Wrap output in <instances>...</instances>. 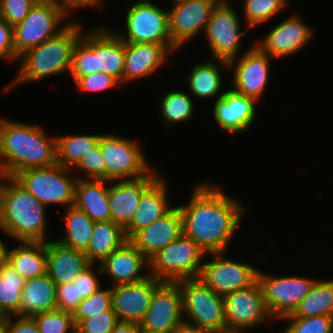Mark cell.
I'll use <instances>...</instances> for the list:
<instances>
[{"instance_id": "obj_1", "label": "cell", "mask_w": 333, "mask_h": 333, "mask_svg": "<svg viewBox=\"0 0 333 333\" xmlns=\"http://www.w3.org/2000/svg\"><path fill=\"white\" fill-rule=\"evenodd\" d=\"M206 182L197 183L190 201L178 206L183 235L191 238L206 254L227 252L246 207L223 192L221 186Z\"/></svg>"}, {"instance_id": "obj_2", "label": "cell", "mask_w": 333, "mask_h": 333, "mask_svg": "<svg viewBox=\"0 0 333 333\" xmlns=\"http://www.w3.org/2000/svg\"><path fill=\"white\" fill-rule=\"evenodd\" d=\"M56 164V136L38 125L0 118V175Z\"/></svg>"}, {"instance_id": "obj_3", "label": "cell", "mask_w": 333, "mask_h": 333, "mask_svg": "<svg viewBox=\"0 0 333 333\" xmlns=\"http://www.w3.org/2000/svg\"><path fill=\"white\" fill-rule=\"evenodd\" d=\"M45 208L13 177L0 175V230L5 235L19 242H47Z\"/></svg>"}, {"instance_id": "obj_4", "label": "cell", "mask_w": 333, "mask_h": 333, "mask_svg": "<svg viewBox=\"0 0 333 333\" xmlns=\"http://www.w3.org/2000/svg\"><path fill=\"white\" fill-rule=\"evenodd\" d=\"M82 27L81 23L72 20L57 35L20 55L16 78L3 88L4 92L20 83L69 72L72 49L83 33Z\"/></svg>"}, {"instance_id": "obj_5", "label": "cell", "mask_w": 333, "mask_h": 333, "mask_svg": "<svg viewBox=\"0 0 333 333\" xmlns=\"http://www.w3.org/2000/svg\"><path fill=\"white\" fill-rule=\"evenodd\" d=\"M70 12L61 0H38L28 15L13 27L14 50L19 57L57 35L68 24Z\"/></svg>"}, {"instance_id": "obj_6", "label": "cell", "mask_w": 333, "mask_h": 333, "mask_svg": "<svg viewBox=\"0 0 333 333\" xmlns=\"http://www.w3.org/2000/svg\"><path fill=\"white\" fill-rule=\"evenodd\" d=\"M176 283L182 296L184 321L209 333H227L222 296L216 294L200 278L183 279Z\"/></svg>"}, {"instance_id": "obj_7", "label": "cell", "mask_w": 333, "mask_h": 333, "mask_svg": "<svg viewBox=\"0 0 333 333\" xmlns=\"http://www.w3.org/2000/svg\"><path fill=\"white\" fill-rule=\"evenodd\" d=\"M206 253L183 234L149 260V275L162 282L199 278Z\"/></svg>"}, {"instance_id": "obj_8", "label": "cell", "mask_w": 333, "mask_h": 333, "mask_svg": "<svg viewBox=\"0 0 333 333\" xmlns=\"http://www.w3.org/2000/svg\"><path fill=\"white\" fill-rule=\"evenodd\" d=\"M71 169L61 165L29 168L16 173L13 178L43 205H74L78 178L70 177Z\"/></svg>"}, {"instance_id": "obj_9", "label": "cell", "mask_w": 333, "mask_h": 333, "mask_svg": "<svg viewBox=\"0 0 333 333\" xmlns=\"http://www.w3.org/2000/svg\"><path fill=\"white\" fill-rule=\"evenodd\" d=\"M125 32H115L126 43H156L178 50L169 33L168 11L149 0H138L127 10Z\"/></svg>"}, {"instance_id": "obj_10", "label": "cell", "mask_w": 333, "mask_h": 333, "mask_svg": "<svg viewBox=\"0 0 333 333\" xmlns=\"http://www.w3.org/2000/svg\"><path fill=\"white\" fill-rule=\"evenodd\" d=\"M138 143L120 135L101 134L98 145L105 160V181L136 179L152 170Z\"/></svg>"}, {"instance_id": "obj_11", "label": "cell", "mask_w": 333, "mask_h": 333, "mask_svg": "<svg viewBox=\"0 0 333 333\" xmlns=\"http://www.w3.org/2000/svg\"><path fill=\"white\" fill-rule=\"evenodd\" d=\"M316 280L297 275L276 277L261 270L257 273V282L261 287L268 312L272 319L280 320L294 313Z\"/></svg>"}, {"instance_id": "obj_12", "label": "cell", "mask_w": 333, "mask_h": 333, "mask_svg": "<svg viewBox=\"0 0 333 333\" xmlns=\"http://www.w3.org/2000/svg\"><path fill=\"white\" fill-rule=\"evenodd\" d=\"M238 15L229 0L220 1L213 9L204 31L213 59L229 62L238 57L246 34Z\"/></svg>"}, {"instance_id": "obj_13", "label": "cell", "mask_w": 333, "mask_h": 333, "mask_svg": "<svg viewBox=\"0 0 333 333\" xmlns=\"http://www.w3.org/2000/svg\"><path fill=\"white\" fill-rule=\"evenodd\" d=\"M227 332L243 333L265 323L268 312L258 282L223 296Z\"/></svg>"}, {"instance_id": "obj_14", "label": "cell", "mask_w": 333, "mask_h": 333, "mask_svg": "<svg viewBox=\"0 0 333 333\" xmlns=\"http://www.w3.org/2000/svg\"><path fill=\"white\" fill-rule=\"evenodd\" d=\"M207 255L213 260L203 263L199 278L216 294L223 297L257 281L258 269L251 264L226 259L225 252Z\"/></svg>"}, {"instance_id": "obj_15", "label": "cell", "mask_w": 333, "mask_h": 333, "mask_svg": "<svg viewBox=\"0 0 333 333\" xmlns=\"http://www.w3.org/2000/svg\"><path fill=\"white\" fill-rule=\"evenodd\" d=\"M221 0H173L168 10L169 33L179 49L189 39L204 32L213 9Z\"/></svg>"}, {"instance_id": "obj_16", "label": "cell", "mask_w": 333, "mask_h": 333, "mask_svg": "<svg viewBox=\"0 0 333 333\" xmlns=\"http://www.w3.org/2000/svg\"><path fill=\"white\" fill-rule=\"evenodd\" d=\"M184 321L182 296L176 282H162L154 291L141 323L144 333H172Z\"/></svg>"}, {"instance_id": "obj_17", "label": "cell", "mask_w": 333, "mask_h": 333, "mask_svg": "<svg viewBox=\"0 0 333 333\" xmlns=\"http://www.w3.org/2000/svg\"><path fill=\"white\" fill-rule=\"evenodd\" d=\"M243 55V56H242ZM241 56L228 62L233 67V87L236 92L259 101L269 82L270 60L256 45H252Z\"/></svg>"}, {"instance_id": "obj_18", "label": "cell", "mask_w": 333, "mask_h": 333, "mask_svg": "<svg viewBox=\"0 0 333 333\" xmlns=\"http://www.w3.org/2000/svg\"><path fill=\"white\" fill-rule=\"evenodd\" d=\"M162 283L152 275L142 281L111 286L112 308L119 321L141 324L155 289Z\"/></svg>"}, {"instance_id": "obj_19", "label": "cell", "mask_w": 333, "mask_h": 333, "mask_svg": "<svg viewBox=\"0 0 333 333\" xmlns=\"http://www.w3.org/2000/svg\"><path fill=\"white\" fill-rule=\"evenodd\" d=\"M312 29L298 15H292L273 27L256 46L271 58L297 53L310 41Z\"/></svg>"}, {"instance_id": "obj_20", "label": "cell", "mask_w": 333, "mask_h": 333, "mask_svg": "<svg viewBox=\"0 0 333 333\" xmlns=\"http://www.w3.org/2000/svg\"><path fill=\"white\" fill-rule=\"evenodd\" d=\"M213 118L218 126L230 133H241L254 123L257 100L233 89L216 96Z\"/></svg>"}, {"instance_id": "obj_21", "label": "cell", "mask_w": 333, "mask_h": 333, "mask_svg": "<svg viewBox=\"0 0 333 333\" xmlns=\"http://www.w3.org/2000/svg\"><path fill=\"white\" fill-rule=\"evenodd\" d=\"M183 234L179 207H172L165 215L137 231L129 241L148 259Z\"/></svg>"}, {"instance_id": "obj_22", "label": "cell", "mask_w": 333, "mask_h": 333, "mask_svg": "<svg viewBox=\"0 0 333 333\" xmlns=\"http://www.w3.org/2000/svg\"><path fill=\"white\" fill-rule=\"evenodd\" d=\"M155 170L129 180L116 181L109 187L111 220L125 229L132 221L138 208L142 192L159 176Z\"/></svg>"}, {"instance_id": "obj_23", "label": "cell", "mask_w": 333, "mask_h": 333, "mask_svg": "<svg viewBox=\"0 0 333 333\" xmlns=\"http://www.w3.org/2000/svg\"><path fill=\"white\" fill-rule=\"evenodd\" d=\"M99 265L102 275L111 279L112 286L136 283L149 276L143 273L145 267L149 268V260L129 240Z\"/></svg>"}, {"instance_id": "obj_24", "label": "cell", "mask_w": 333, "mask_h": 333, "mask_svg": "<svg viewBox=\"0 0 333 333\" xmlns=\"http://www.w3.org/2000/svg\"><path fill=\"white\" fill-rule=\"evenodd\" d=\"M172 52L163 44L126 43L122 85L152 75Z\"/></svg>"}, {"instance_id": "obj_25", "label": "cell", "mask_w": 333, "mask_h": 333, "mask_svg": "<svg viewBox=\"0 0 333 333\" xmlns=\"http://www.w3.org/2000/svg\"><path fill=\"white\" fill-rule=\"evenodd\" d=\"M169 201L165 179L160 175L142 192L133 219L124 229L127 239L165 215L172 208Z\"/></svg>"}, {"instance_id": "obj_26", "label": "cell", "mask_w": 333, "mask_h": 333, "mask_svg": "<svg viewBox=\"0 0 333 333\" xmlns=\"http://www.w3.org/2000/svg\"><path fill=\"white\" fill-rule=\"evenodd\" d=\"M47 274L56 285L73 283L90 265L84 252L65 247L56 240L46 242Z\"/></svg>"}, {"instance_id": "obj_27", "label": "cell", "mask_w": 333, "mask_h": 333, "mask_svg": "<svg viewBox=\"0 0 333 333\" xmlns=\"http://www.w3.org/2000/svg\"><path fill=\"white\" fill-rule=\"evenodd\" d=\"M125 42L112 30L95 28V73L104 72L122 84Z\"/></svg>"}, {"instance_id": "obj_28", "label": "cell", "mask_w": 333, "mask_h": 333, "mask_svg": "<svg viewBox=\"0 0 333 333\" xmlns=\"http://www.w3.org/2000/svg\"><path fill=\"white\" fill-rule=\"evenodd\" d=\"M109 181L78 177L74 206L85 212L94 222L111 221Z\"/></svg>"}, {"instance_id": "obj_29", "label": "cell", "mask_w": 333, "mask_h": 333, "mask_svg": "<svg viewBox=\"0 0 333 333\" xmlns=\"http://www.w3.org/2000/svg\"><path fill=\"white\" fill-rule=\"evenodd\" d=\"M56 309V284L47 273L25 280L20 316L33 317L36 314Z\"/></svg>"}, {"instance_id": "obj_30", "label": "cell", "mask_w": 333, "mask_h": 333, "mask_svg": "<svg viewBox=\"0 0 333 333\" xmlns=\"http://www.w3.org/2000/svg\"><path fill=\"white\" fill-rule=\"evenodd\" d=\"M7 262L25 280L46 274V242L20 241L17 248L8 250Z\"/></svg>"}, {"instance_id": "obj_31", "label": "cell", "mask_w": 333, "mask_h": 333, "mask_svg": "<svg viewBox=\"0 0 333 333\" xmlns=\"http://www.w3.org/2000/svg\"><path fill=\"white\" fill-rule=\"evenodd\" d=\"M215 61L207 60L193 66L186 80L192 96L198 99H209L221 93L223 78L220 66L229 69V65L227 61Z\"/></svg>"}, {"instance_id": "obj_32", "label": "cell", "mask_w": 333, "mask_h": 333, "mask_svg": "<svg viewBox=\"0 0 333 333\" xmlns=\"http://www.w3.org/2000/svg\"><path fill=\"white\" fill-rule=\"evenodd\" d=\"M128 241L125 230L111 221L95 222L92 238L85 252L90 264H100Z\"/></svg>"}, {"instance_id": "obj_33", "label": "cell", "mask_w": 333, "mask_h": 333, "mask_svg": "<svg viewBox=\"0 0 333 333\" xmlns=\"http://www.w3.org/2000/svg\"><path fill=\"white\" fill-rule=\"evenodd\" d=\"M67 209L68 212L63 218L66 221V234L56 241L65 247L85 253L92 238L95 222L74 205Z\"/></svg>"}, {"instance_id": "obj_34", "label": "cell", "mask_w": 333, "mask_h": 333, "mask_svg": "<svg viewBox=\"0 0 333 333\" xmlns=\"http://www.w3.org/2000/svg\"><path fill=\"white\" fill-rule=\"evenodd\" d=\"M333 316V280H316L293 314L286 317Z\"/></svg>"}, {"instance_id": "obj_35", "label": "cell", "mask_w": 333, "mask_h": 333, "mask_svg": "<svg viewBox=\"0 0 333 333\" xmlns=\"http://www.w3.org/2000/svg\"><path fill=\"white\" fill-rule=\"evenodd\" d=\"M100 136L101 134L56 136L57 164L74 169L80 159L98 144Z\"/></svg>"}, {"instance_id": "obj_36", "label": "cell", "mask_w": 333, "mask_h": 333, "mask_svg": "<svg viewBox=\"0 0 333 333\" xmlns=\"http://www.w3.org/2000/svg\"><path fill=\"white\" fill-rule=\"evenodd\" d=\"M24 282L8 262L0 265V310L6 316H20Z\"/></svg>"}, {"instance_id": "obj_37", "label": "cell", "mask_w": 333, "mask_h": 333, "mask_svg": "<svg viewBox=\"0 0 333 333\" xmlns=\"http://www.w3.org/2000/svg\"><path fill=\"white\" fill-rule=\"evenodd\" d=\"M84 33L72 49L69 72L74 82L80 77L95 73V29Z\"/></svg>"}, {"instance_id": "obj_38", "label": "cell", "mask_w": 333, "mask_h": 333, "mask_svg": "<svg viewBox=\"0 0 333 333\" xmlns=\"http://www.w3.org/2000/svg\"><path fill=\"white\" fill-rule=\"evenodd\" d=\"M160 104L165 126L189 121L193 117L196 107L191 96L182 91H169L161 98Z\"/></svg>"}, {"instance_id": "obj_39", "label": "cell", "mask_w": 333, "mask_h": 333, "mask_svg": "<svg viewBox=\"0 0 333 333\" xmlns=\"http://www.w3.org/2000/svg\"><path fill=\"white\" fill-rule=\"evenodd\" d=\"M288 0H244L246 29L263 25L287 6Z\"/></svg>"}, {"instance_id": "obj_40", "label": "cell", "mask_w": 333, "mask_h": 333, "mask_svg": "<svg viewBox=\"0 0 333 333\" xmlns=\"http://www.w3.org/2000/svg\"><path fill=\"white\" fill-rule=\"evenodd\" d=\"M112 309L111 287L99 288L88 298L83 299L72 313L77 326L82 320Z\"/></svg>"}, {"instance_id": "obj_41", "label": "cell", "mask_w": 333, "mask_h": 333, "mask_svg": "<svg viewBox=\"0 0 333 333\" xmlns=\"http://www.w3.org/2000/svg\"><path fill=\"white\" fill-rule=\"evenodd\" d=\"M33 319L40 333H76L72 313L69 312L56 309L36 314Z\"/></svg>"}, {"instance_id": "obj_42", "label": "cell", "mask_w": 333, "mask_h": 333, "mask_svg": "<svg viewBox=\"0 0 333 333\" xmlns=\"http://www.w3.org/2000/svg\"><path fill=\"white\" fill-rule=\"evenodd\" d=\"M289 325L282 333H333V316L284 317Z\"/></svg>"}, {"instance_id": "obj_43", "label": "cell", "mask_w": 333, "mask_h": 333, "mask_svg": "<svg viewBox=\"0 0 333 333\" xmlns=\"http://www.w3.org/2000/svg\"><path fill=\"white\" fill-rule=\"evenodd\" d=\"M119 319L113 308L82 320L76 326V333H112Z\"/></svg>"}, {"instance_id": "obj_44", "label": "cell", "mask_w": 333, "mask_h": 333, "mask_svg": "<svg viewBox=\"0 0 333 333\" xmlns=\"http://www.w3.org/2000/svg\"><path fill=\"white\" fill-rule=\"evenodd\" d=\"M74 168L72 169L74 172L80 170L87 174L86 179L105 180V160L99 145L90 149V152L84 155Z\"/></svg>"}, {"instance_id": "obj_45", "label": "cell", "mask_w": 333, "mask_h": 333, "mask_svg": "<svg viewBox=\"0 0 333 333\" xmlns=\"http://www.w3.org/2000/svg\"><path fill=\"white\" fill-rule=\"evenodd\" d=\"M38 0H0V17L9 25L20 23Z\"/></svg>"}, {"instance_id": "obj_46", "label": "cell", "mask_w": 333, "mask_h": 333, "mask_svg": "<svg viewBox=\"0 0 333 333\" xmlns=\"http://www.w3.org/2000/svg\"><path fill=\"white\" fill-rule=\"evenodd\" d=\"M75 83L78 90L89 93L104 91L106 89H111V87H121L120 85H122L117 78L104 72H97L80 77Z\"/></svg>"}, {"instance_id": "obj_47", "label": "cell", "mask_w": 333, "mask_h": 333, "mask_svg": "<svg viewBox=\"0 0 333 333\" xmlns=\"http://www.w3.org/2000/svg\"><path fill=\"white\" fill-rule=\"evenodd\" d=\"M82 298L78 296L77 282L56 285V307L73 313Z\"/></svg>"}, {"instance_id": "obj_48", "label": "cell", "mask_w": 333, "mask_h": 333, "mask_svg": "<svg viewBox=\"0 0 333 333\" xmlns=\"http://www.w3.org/2000/svg\"><path fill=\"white\" fill-rule=\"evenodd\" d=\"M94 264H90L86 267L76 278L74 282H77L78 296L83 299L88 298L94 292H96L100 286V279H98L96 274L102 275V270L100 265L97 266V269H93ZM96 271V272H94Z\"/></svg>"}, {"instance_id": "obj_49", "label": "cell", "mask_w": 333, "mask_h": 333, "mask_svg": "<svg viewBox=\"0 0 333 333\" xmlns=\"http://www.w3.org/2000/svg\"><path fill=\"white\" fill-rule=\"evenodd\" d=\"M14 61L18 59L14 50L13 26L0 17V59Z\"/></svg>"}, {"instance_id": "obj_50", "label": "cell", "mask_w": 333, "mask_h": 333, "mask_svg": "<svg viewBox=\"0 0 333 333\" xmlns=\"http://www.w3.org/2000/svg\"><path fill=\"white\" fill-rule=\"evenodd\" d=\"M14 316H7L2 324L3 333H40L33 317L17 316L15 322Z\"/></svg>"}, {"instance_id": "obj_51", "label": "cell", "mask_w": 333, "mask_h": 333, "mask_svg": "<svg viewBox=\"0 0 333 333\" xmlns=\"http://www.w3.org/2000/svg\"><path fill=\"white\" fill-rule=\"evenodd\" d=\"M66 9L70 12L81 8H98L103 5V0H61Z\"/></svg>"}, {"instance_id": "obj_52", "label": "cell", "mask_w": 333, "mask_h": 333, "mask_svg": "<svg viewBox=\"0 0 333 333\" xmlns=\"http://www.w3.org/2000/svg\"><path fill=\"white\" fill-rule=\"evenodd\" d=\"M112 333H144L141 324L119 321Z\"/></svg>"}, {"instance_id": "obj_53", "label": "cell", "mask_w": 333, "mask_h": 333, "mask_svg": "<svg viewBox=\"0 0 333 333\" xmlns=\"http://www.w3.org/2000/svg\"><path fill=\"white\" fill-rule=\"evenodd\" d=\"M172 333H209L208 331L199 328L197 325L182 321Z\"/></svg>"}, {"instance_id": "obj_54", "label": "cell", "mask_w": 333, "mask_h": 333, "mask_svg": "<svg viewBox=\"0 0 333 333\" xmlns=\"http://www.w3.org/2000/svg\"><path fill=\"white\" fill-rule=\"evenodd\" d=\"M8 250L9 249H8L7 245H5V243L3 242V240H1V237H0V265L7 262Z\"/></svg>"}, {"instance_id": "obj_55", "label": "cell", "mask_w": 333, "mask_h": 333, "mask_svg": "<svg viewBox=\"0 0 333 333\" xmlns=\"http://www.w3.org/2000/svg\"><path fill=\"white\" fill-rule=\"evenodd\" d=\"M6 315L0 310V325L6 320Z\"/></svg>"}, {"instance_id": "obj_56", "label": "cell", "mask_w": 333, "mask_h": 333, "mask_svg": "<svg viewBox=\"0 0 333 333\" xmlns=\"http://www.w3.org/2000/svg\"><path fill=\"white\" fill-rule=\"evenodd\" d=\"M0 333H3L2 325H0Z\"/></svg>"}]
</instances>
